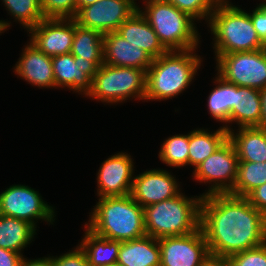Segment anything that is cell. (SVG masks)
Masks as SVG:
<instances>
[{"mask_svg": "<svg viewBox=\"0 0 266 266\" xmlns=\"http://www.w3.org/2000/svg\"><path fill=\"white\" fill-rule=\"evenodd\" d=\"M200 228L211 255L229 257L266 242V216L246 197L203 196Z\"/></svg>", "mask_w": 266, "mask_h": 266, "instance_id": "cell-1", "label": "cell"}, {"mask_svg": "<svg viewBox=\"0 0 266 266\" xmlns=\"http://www.w3.org/2000/svg\"><path fill=\"white\" fill-rule=\"evenodd\" d=\"M85 224L94 234L116 241H129L146 235L143 207L131 195L102 197Z\"/></svg>", "mask_w": 266, "mask_h": 266, "instance_id": "cell-2", "label": "cell"}, {"mask_svg": "<svg viewBox=\"0 0 266 266\" xmlns=\"http://www.w3.org/2000/svg\"><path fill=\"white\" fill-rule=\"evenodd\" d=\"M194 50L167 51L153 59L146 71L145 100H167L189 86L201 66V58L193 54Z\"/></svg>", "mask_w": 266, "mask_h": 266, "instance_id": "cell-3", "label": "cell"}, {"mask_svg": "<svg viewBox=\"0 0 266 266\" xmlns=\"http://www.w3.org/2000/svg\"><path fill=\"white\" fill-rule=\"evenodd\" d=\"M198 197L188 198L179 193L173 198L144 207L146 235L161 239L199 230L203 195Z\"/></svg>", "mask_w": 266, "mask_h": 266, "instance_id": "cell-4", "label": "cell"}, {"mask_svg": "<svg viewBox=\"0 0 266 266\" xmlns=\"http://www.w3.org/2000/svg\"><path fill=\"white\" fill-rule=\"evenodd\" d=\"M214 35L216 54L261 50L266 45L260 40L249 13L229 2L219 3L209 16Z\"/></svg>", "mask_w": 266, "mask_h": 266, "instance_id": "cell-5", "label": "cell"}, {"mask_svg": "<svg viewBox=\"0 0 266 266\" xmlns=\"http://www.w3.org/2000/svg\"><path fill=\"white\" fill-rule=\"evenodd\" d=\"M145 3V11L138 10L168 51L197 48L199 37L193 18L166 0H145Z\"/></svg>", "mask_w": 266, "mask_h": 266, "instance_id": "cell-6", "label": "cell"}, {"mask_svg": "<svg viewBox=\"0 0 266 266\" xmlns=\"http://www.w3.org/2000/svg\"><path fill=\"white\" fill-rule=\"evenodd\" d=\"M146 71L133 67L102 64L91 80L87 96L107 103H117L136 96L145 100Z\"/></svg>", "mask_w": 266, "mask_h": 266, "instance_id": "cell-7", "label": "cell"}, {"mask_svg": "<svg viewBox=\"0 0 266 266\" xmlns=\"http://www.w3.org/2000/svg\"><path fill=\"white\" fill-rule=\"evenodd\" d=\"M215 55L217 75L227 82L258 90L266 88V48Z\"/></svg>", "mask_w": 266, "mask_h": 266, "instance_id": "cell-8", "label": "cell"}, {"mask_svg": "<svg viewBox=\"0 0 266 266\" xmlns=\"http://www.w3.org/2000/svg\"><path fill=\"white\" fill-rule=\"evenodd\" d=\"M238 162L236 150L227 139L213 154L197 165L193 172L195 180L215 183L202 195L229 193L237 179Z\"/></svg>", "mask_w": 266, "mask_h": 266, "instance_id": "cell-9", "label": "cell"}, {"mask_svg": "<svg viewBox=\"0 0 266 266\" xmlns=\"http://www.w3.org/2000/svg\"><path fill=\"white\" fill-rule=\"evenodd\" d=\"M0 214L24 220L34 227V219L50 223L55 220L52 206L43 201L38 191L25 185H13L0 193Z\"/></svg>", "mask_w": 266, "mask_h": 266, "instance_id": "cell-10", "label": "cell"}, {"mask_svg": "<svg viewBox=\"0 0 266 266\" xmlns=\"http://www.w3.org/2000/svg\"><path fill=\"white\" fill-rule=\"evenodd\" d=\"M134 0H99L82 8L74 18L82 27L106 34L116 31L137 10Z\"/></svg>", "mask_w": 266, "mask_h": 266, "instance_id": "cell-11", "label": "cell"}, {"mask_svg": "<svg viewBox=\"0 0 266 266\" xmlns=\"http://www.w3.org/2000/svg\"><path fill=\"white\" fill-rule=\"evenodd\" d=\"M160 266H200L209 250L202 229L182 235L158 239Z\"/></svg>", "mask_w": 266, "mask_h": 266, "instance_id": "cell-12", "label": "cell"}, {"mask_svg": "<svg viewBox=\"0 0 266 266\" xmlns=\"http://www.w3.org/2000/svg\"><path fill=\"white\" fill-rule=\"evenodd\" d=\"M30 42L49 57L71 53L74 18H45L30 28Z\"/></svg>", "mask_w": 266, "mask_h": 266, "instance_id": "cell-13", "label": "cell"}, {"mask_svg": "<svg viewBox=\"0 0 266 266\" xmlns=\"http://www.w3.org/2000/svg\"><path fill=\"white\" fill-rule=\"evenodd\" d=\"M125 153H117L102 163L98 171V196L114 197L131 194L133 161Z\"/></svg>", "mask_w": 266, "mask_h": 266, "instance_id": "cell-14", "label": "cell"}, {"mask_svg": "<svg viewBox=\"0 0 266 266\" xmlns=\"http://www.w3.org/2000/svg\"><path fill=\"white\" fill-rule=\"evenodd\" d=\"M180 193L176 179L165 170H149L133 178L131 197L143 208Z\"/></svg>", "mask_w": 266, "mask_h": 266, "instance_id": "cell-15", "label": "cell"}, {"mask_svg": "<svg viewBox=\"0 0 266 266\" xmlns=\"http://www.w3.org/2000/svg\"><path fill=\"white\" fill-rule=\"evenodd\" d=\"M56 87H67L85 95L91 90V80L98 67L89 60L74 57L71 53L52 57Z\"/></svg>", "mask_w": 266, "mask_h": 266, "instance_id": "cell-16", "label": "cell"}, {"mask_svg": "<svg viewBox=\"0 0 266 266\" xmlns=\"http://www.w3.org/2000/svg\"><path fill=\"white\" fill-rule=\"evenodd\" d=\"M103 61L104 64L111 66L133 67L147 71L153 58L114 31L103 34Z\"/></svg>", "mask_w": 266, "mask_h": 266, "instance_id": "cell-17", "label": "cell"}, {"mask_svg": "<svg viewBox=\"0 0 266 266\" xmlns=\"http://www.w3.org/2000/svg\"><path fill=\"white\" fill-rule=\"evenodd\" d=\"M15 73L37 87H56L52 68V57L41 52L29 42L14 67Z\"/></svg>", "mask_w": 266, "mask_h": 266, "instance_id": "cell-18", "label": "cell"}, {"mask_svg": "<svg viewBox=\"0 0 266 266\" xmlns=\"http://www.w3.org/2000/svg\"><path fill=\"white\" fill-rule=\"evenodd\" d=\"M116 32L130 44L146 51L153 59L168 51L139 10L125 20Z\"/></svg>", "mask_w": 266, "mask_h": 266, "instance_id": "cell-19", "label": "cell"}, {"mask_svg": "<svg viewBox=\"0 0 266 266\" xmlns=\"http://www.w3.org/2000/svg\"><path fill=\"white\" fill-rule=\"evenodd\" d=\"M228 139L233 144L239 162H266V129L262 127L239 128L234 133L230 127Z\"/></svg>", "mask_w": 266, "mask_h": 266, "instance_id": "cell-20", "label": "cell"}, {"mask_svg": "<svg viewBox=\"0 0 266 266\" xmlns=\"http://www.w3.org/2000/svg\"><path fill=\"white\" fill-rule=\"evenodd\" d=\"M263 112L261 90L234 84V107L231 110V123L239 128L261 127Z\"/></svg>", "mask_w": 266, "mask_h": 266, "instance_id": "cell-21", "label": "cell"}, {"mask_svg": "<svg viewBox=\"0 0 266 266\" xmlns=\"http://www.w3.org/2000/svg\"><path fill=\"white\" fill-rule=\"evenodd\" d=\"M158 239L145 235L142 238L121 242L117 264L119 266H160Z\"/></svg>", "mask_w": 266, "mask_h": 266, "instance_id": "cell-22", "label": "cell"}, {"mask_svg": "<svg viewBox=\"0 0 266 266\" xmlns=\"http://www.w3.org/2000/svg\"><path fill=\"white\" fill-rule=\"evenodd\" d=\"M32 224L0 214V247L21 254L36 234Z\"/></svg>", "mask_w": 266, "mask_h": 266, "instance_id": "cell-23", "label": "cell"}, {"mask_svg": "<svg viewBox=\"0 0 266 266\" xmlns=\"http://www.w3.org/2000/svg\"><path fill=\"white\" fill-rule=\"evenodd\" d=\"M71 54L83 60L92 61L98 68L103 61V34L99 31L85 28L74 19V38Z\"/></svg>", "mask_w": 266, "mask_h": 266, "instance_id": "cell-24", "label": "cell"}, {"mask_svg": "<svg viewBox=\"0 0 266 266\" xmlns=\"http://www.w3.org/2000/svg\"><path fill=\"white\" fill-rule=\"evenodd\" d=\"M228 139V130L225 126L214 133L203 129L193 130L189 133L188 165L197 167L207 157L213 154Z\"/></svg>", "mask_w": 266, "mask_h": 266, "instance_id": "cell-25", "label": "cell"}, {"mask_svg": "<svg viewBox=\"0 0 266 266\" xmlns=\"http://www.w3.org/2000/svg\"><path fill=\"white\" fill-rule=\"evenodd\" d=\"M120 245L121 241L100 237L87 228L80 247L90 266H104L117 263Z\"/></svg>", "mask_w": 266, "mask_h": 266, "instance_id": "cell-26", "label": "cell"}, {"mask_svg": "<svg viewBox=\"0 0 266 266\" xmlns=\"http://www.w3.org/2000/svg\"><path fill=\"white\" fill-rule=\"evenodd\" d=\"M264 183H266V162H238L237 179L228 194L247 197Z\"/></svg>", "mask_w": 266, "mask_h": 266, "instance_id": "cell-27", "label": "cell"}, {"mask_svg": "<svg viewBox=\"0 0 266 266\" xmlns=\"http://www.w3.org/2000/svg\"><path fill=\"white\" fill-rule=\"evenodd\" d=\"M217 85L208 97V109L211 116L220 121L231 122V110L234 107V84L221 76L216 77Z\"/></svg>", "mask_w": 266, "mask_h": 266, "instance_id": "cell-28", "label": "cell"}, {"mask_svg": "<svg viewBox=\"0 0 266 266\" xmlns=\"http://www.w3.org/2000/svg\"><path fill=\"white\" fill-rule=\"evenodd\" d=\"M3 3L15 20L28 30L45 19L40 0H3Z\"/></svg>", "mask_w": 266, "mask_h": 266, "instance_id": "cell-29", "label": "cell"}, {"mask_svg": "<svg viewBox=\"0 0 266 266\" xmlns=\"http://www.w3.org/2000/svg\"><path fill=\"white\" fill-rule=\"evenodd\" d=\"M188 156L189 134L169 137L164 141L159 152L160 160L175 168L188 165Z\"/></svg>", "mask_w": 266, "mask_h": 266, "instance_id": "cell-30", "label": "cell"}, {"mask_svg": "<svg viewBox=\"0 0 266 266\" xmlns=\"http://www.w3.org/2000/svg\"><path fill=\"white\" fill-rule=\"evenodd\" d=\"M182 12L195 19H209L212 11L217 7V0H166Z\"/></svg>", "mask_w": 266, "mask_h": 266, "instance_id": "cell-31", "label": "cell"}, {"mask_svg": "<svg viewBox=\"0 0 266 266\" xmlns=\"http://www.w3.org/2000/svg\"><path fill=\"white\" fill-rule=\"evenodd\" d=\"M44 18H75L76 0H40Z\"/></svg>", "mask_w": 266, "mask_h": 266, "instance_id": "cell-32", "label": "cell"}, {"mask_svg": "<svg viewBox=\"0 0 266 266\" xmlns=\"http://www.w3.org/2000/svg\"><path fill=\"white\" fill-rule=\"evenodd\" d=\"M230 266H266V242L228 257Z\"/></svg>", "mask_w": 266, "mask_h": 266, "instance_id": "cell-33", "label": "cell"}, {"mask_svg": "<svg viewBox=\"0 0 266 266\" xmlns=\"http://www.w3.org/2000/svg\"><path fill=\"white\" fill-rule=\"evenodd\" d=\"M75 250L63 254L59 257L51 258L52 266H90L84 250L76 246Z\"/></svg>", "mask_w": 266, "mask_h": 266, "instance_id": "cell-34", "label": "cell"}, {"mask_svg": "<svg viewBox=\"0 0 266 266\" xmlns=\"http://www.w3.org/2000/svg\"><path fill=\"white\" fill-rule=\"evenodd\" d=\"M249 15L258 37L266 45V3L260 4L253 10V13H249Z\"/></svg>", "mask_w": 266, "mask_h": 266, "instance_id": "cell-35", "label": "cell"}, {"mask_svg": "<svg viewBox=\"0 0 266 266\" xmlns=\"http://www.w3.org/2000/svg\"><path fill=\"white\" fill-rule=\"evenodd\" d=\"M246 198L251 205L266 216V183L254 189Z\"/></svg>", "mask_w": 266, "mask_h": 266, "instance_id": "cell-36", "label": "cell"}, {"mask_svg": "<svg viewBox=\"0 0 266 266\" xmlns=\"http://www.w3.org/2000/svg\"><path fill=\"white\" fill-rule=\"evenodd\" d=\"M23 255L0 247V266H20Z\"/></svg>", "mask_w": 266, "mask_h": 266, "instance_id": "cell-37", "label": "cell"}, {"mask_svg": "<svg viewBox=\"0 0 266 266\" xmlns=\"http://www.w3.org/2000/svg\"><path fill=\"white\" fill-rule=\"evenodd\" d=\"M200 266H230L228 257L209 254Z\"/></svg>", "mask_w": 266, "mask_h": 266, "instance_id": "cell-38", "label": "cell"}, {"mask_svg": "<svg viewBox=\"0 0 266 266\" xmlns=\"http://www.w3.org/2000/svg\"><path fill=\"white\" fill-rule=\"evenodd\" d=\"M20 266H52L51 265V257H44L38 259L28 260L24 257L21 260Z\"/></svg>", "mask_w": 266, "mask_h": 266, "instance_id": "cell-39", "label": "cell"}, {"mask_svg": "<svg viewBox=\"0 0 266 266\" xmlns=\"http://www.w3.org/2000/svg\"><path fill=\"white\" fill-rule=\"evenodd\" d=\"M261 98H262V122L261 127L266 129V88L261 90Z\"/></svg>", "mask_w": 266, "mask_h": 266, "instance_id": "cell-40", "label": "cell"}, {"mask_svg": "<svg viewBox=\"0 0 266 266\" xmlns=\"http://www.w3.org/2000/svg\"><path fill=\"white\" fill-rule=\"evenodd\" d=\"M99 0H76V15L84 7L96 3Z\"/></svg>", "mask_w": 266, "mask_h": 266, "instance_id": "cell-41", "label": "cell"}, {"mask_svg": "<svg viewBox=\"0 0 266 266\" xmlns=\"http://www.w3.org/2000/svg\"><path fill=\"white\" fill-rule=\"evenodd\" d=\"M9 26L10 23H7L5 20L4 21L0 20V33H2V31H5Z\"/></svg>", "mask_w": 266, "mask_h": 266, "instance_id": "cell-42", "label": "cell"}, {"mask_svg": "<svg viewBox=\"0 0 266 266\" xmlns=\"http://www.w3.org/2000/svg\"><path fill=\"white\" fill-rule=\"evenodd\" d=\"M104 266H119L117 263L114 264H109V265H104Z\"/></svg>", "mask_w": 266, "mask_h": 266, "instance_id": "cell-43", "label": "cell"}, {"mask_svg": "<svg viewBox=\"0 0 266 266\" xmlns=\"http://www.w3.org/2000/svg\"><path fill=\"white\" fill-rule=\"evenodd\" d=\"M219 3H226V2H228V1H226V0H217Z\"/></svg>", "mask_w": 266, "mask_h": 266, "instance_id": "cell-44", "label": "cell"}]
</instances>
